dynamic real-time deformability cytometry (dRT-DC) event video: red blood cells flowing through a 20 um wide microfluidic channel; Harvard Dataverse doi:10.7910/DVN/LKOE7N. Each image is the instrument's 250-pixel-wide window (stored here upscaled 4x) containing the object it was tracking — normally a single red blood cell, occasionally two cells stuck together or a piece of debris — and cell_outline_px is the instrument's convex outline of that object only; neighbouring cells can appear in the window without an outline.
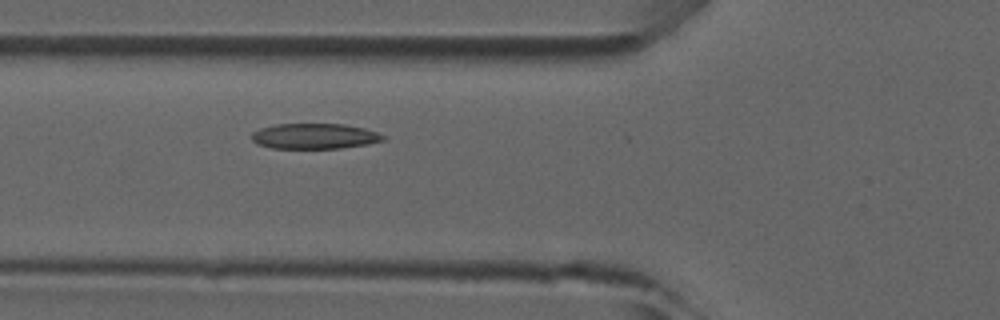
{"species": "common noctule bat (a hibernating species)", "species_latin": "Nyctalus noctula", "temperature_condition": "room temperature", "stored_images_in_passage": 23, "camera_frame_rate_fps": 3000, "um_per_image_px": 0.085, "animal": {"sex": "male", "forearm_length_mm": 52.5}, "frame": {"image": 1, "passage_image": 10, "time_ms": 3.0, "image_size_px": [1000, 320], "cell_outline_px": [[384, 140], [368, 144], [340, 148], [272, 148], [256, 144], [252, 140], [252, 132], [260, 128], [276, 124], [344, 124], [364, 128], [376, 132], [384, 136]], "centroid_in_image_um": [26.71, 11.57], "position_along_channel_um": 99.1, "area_um2": 19.42}}
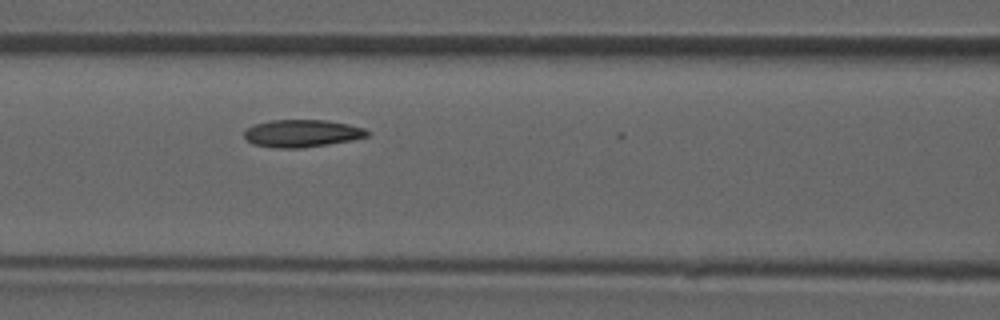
{"frame": {"image": 2, "passage_image": 13, "time_ms": 4.0, "image_size_px": [1000, 320], "cell_outline_px": [[372, 132], [368, 136], [352, 140], [328, 144], [300, 148], [276, 148], [252, 144], [244, 136], [244, 132], [248, 128], [256, 124], [272, 120], [328, 120], [348, 124], [364, 128]], "centroid_in_image_um": [25.7, 11.33], "position_along_channel_um": 140.9, "area_um2": 19.65}}